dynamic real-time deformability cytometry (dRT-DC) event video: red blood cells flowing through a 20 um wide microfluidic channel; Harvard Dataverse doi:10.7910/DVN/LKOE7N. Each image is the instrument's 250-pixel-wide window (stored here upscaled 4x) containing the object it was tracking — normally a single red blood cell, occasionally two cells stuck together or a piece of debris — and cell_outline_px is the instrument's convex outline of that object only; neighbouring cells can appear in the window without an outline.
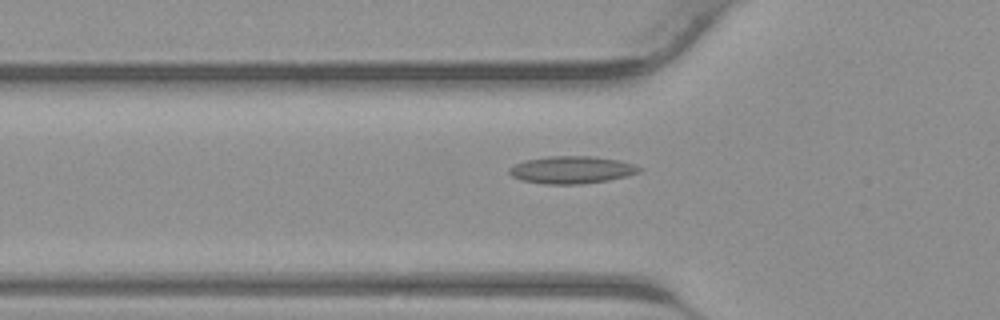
{"species": "common noctule bat (a hibernating species)", "species_latin": "Nyctalus noctula", "temperature_condition": "warm", "stored_images_in_passage": 42, "camera_frame_rate_fps": 3000, "um_per_image_px": 0.085, "animal": {"sex": "male", "body_mass_g": 23.1, "forearm_length_mm": 52.7}, "frame": {"image": 1, "passage_image": 14, "time_ms": 4.333, "image_size_px": [1000, 320], "cell_outline_px": [[644, 168], [640, 172], [608, 180], [580, 184], [544, 184], [520, 180], [512, 176], [508, 172], [508, 168], [524, 160], [548, 156], [592, 156], [616, 160], [632, 164]], "centroid_in_image_um": [48.55, 14.44], "position_along_channel_um": 77.3, "area_um2": 20.69}}
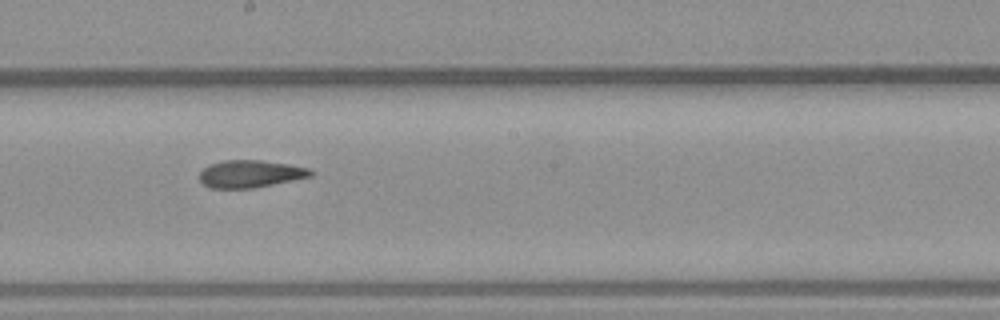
{"frame": {"image": 2, "passage_image": 23, "time_ms": 7.333, "image_size_px": [1000, 320], "cell_outline_px": [[316, 172], [312, 176], [252, 188], [208, 188], [200, 180], [200, 172], [208, 164], [224, 160], [260, 160], [288, 164], [308, 168]], "centroid_in_image_um": [21.27, 14.77], "position_along_channel_um": 226.9, "area_um2": 17.69}}
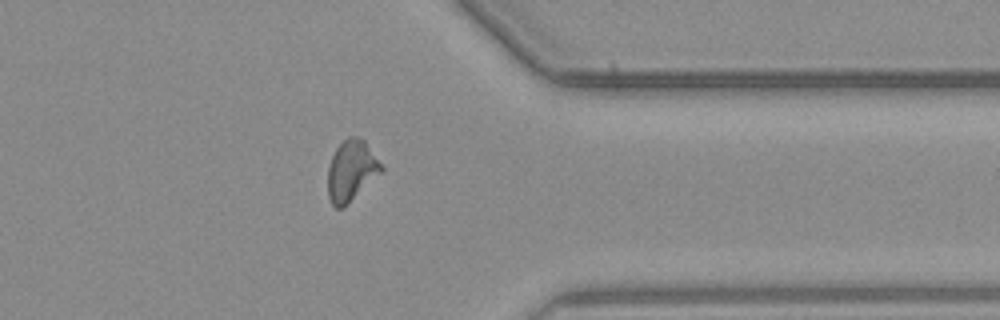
{"frame": {"image": 3, "passage_image": 33, "time_ms": 10.667, "image_size_px": [1000, 320], "cell_outline_px": [[384, 172], [344, 208], [336, 208], [332, 204], [328, 196], [328, 168], [332, 156], [336, 148], [348, 136], [356, 136], [364, 140], [384, 168]], "centroid_in_image_um": [29.88, 14.54], "position_along_channel_um": 381.5, "area_um2": 19.19}}